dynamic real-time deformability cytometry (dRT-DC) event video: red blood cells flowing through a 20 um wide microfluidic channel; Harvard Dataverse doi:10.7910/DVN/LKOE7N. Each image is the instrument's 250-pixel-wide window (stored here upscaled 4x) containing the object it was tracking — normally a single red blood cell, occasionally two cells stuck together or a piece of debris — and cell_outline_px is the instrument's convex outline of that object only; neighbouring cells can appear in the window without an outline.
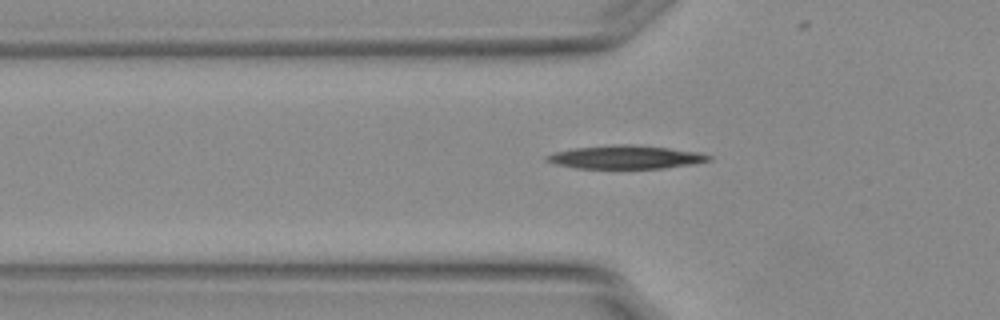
{"species": "Egyptian fruit bat (a non-hibernating species)", "species_latin": "Rousettus aegyptiacus", "temperature_condition": "warm", "stored_images_in_passage": 19, "camera_frame_rate_fps": 3000, "um_per_image_px": 0.085, "animal": {"sex": "female"}, "frame": {"image": 1, "passage_image": 3, "time_ms": 0.667, "image_size_px": [1000, 320], "cell_outline_px": [[712, 160], [692, 164], [664, 168], [576, 168], [544, 160], [544, 156], [556, 152], [572, 148], [612, 144], [632, 144], [668, 148], [700, 152], [712, 156]], "centroid_in_image_um": [53.21, 13.34], "position_along_channel_um": 72.6, "area_um2": 22.02}}
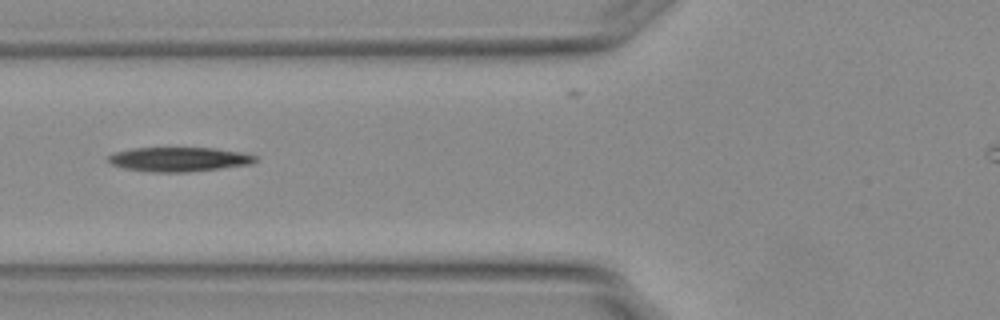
{"frame": {"image": 2, "passage_image": 6, "time_ms": 1.667, "image_size_px": [1000, 320], "cell_outline_px": [[260, 160], [252, 164], [220, 168], [184, 172], [152, 172], [124, 168], [112, 164], [108, 160], [108, 156], [112, 152], [132, 148], [216, 148], [244, 152], [260, 156]], "centroid_in_image_um": [15.28, 13.53], "position_along_channel_um": 110.5, "area_um2": 21.1}}